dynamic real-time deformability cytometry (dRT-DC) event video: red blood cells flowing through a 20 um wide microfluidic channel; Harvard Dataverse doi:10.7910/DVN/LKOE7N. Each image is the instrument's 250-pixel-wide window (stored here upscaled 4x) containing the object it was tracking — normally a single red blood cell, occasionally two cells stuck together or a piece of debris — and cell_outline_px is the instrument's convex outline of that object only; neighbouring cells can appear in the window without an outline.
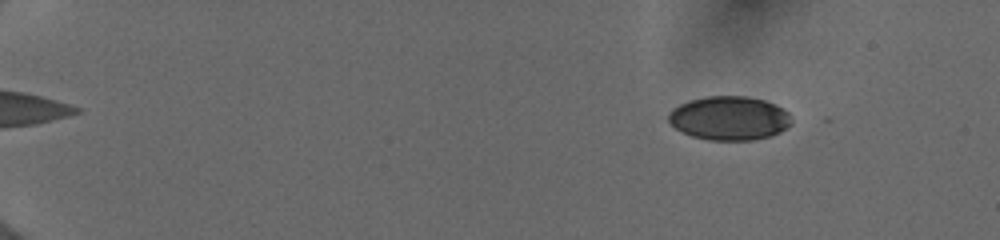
{"species": "human", "species_latin": "Homo sapiens", "temperature_condition": "cold", "stored_images_in_passage": 47, "camera_frame_rate_fps": 3000, "um_per_image_px": 0.085, "donor": {"sex": "female"}, "frame": {"image": 1, "passage_image": 1, "time_ms": 0.0, "image_size_px": [1000, 240], "cell_outline_px": [[792, 120], [780, 132], [772, 136], [752, 140], [708, 140], [692, 136], [676, 128], [668, 120], [668, 112], [672, 108], [688, 100], [708, 96], [748, 96], [764, 100], [776, 104], [788, 112]], "centroid_in_image_um": [61.98, 10.04], "position_along_channel_um": 23.0, "area_um2": 31.5}}
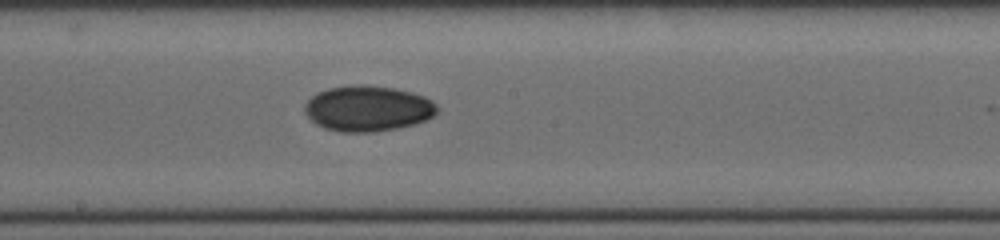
{"frame": {"image": 2, "passage_image": 26, "time_ms": 8.333, "image_size_px": [1000, 240], "cell_outline_px": [[440, 108], [432, 116], [424, 120], [412, 124], [396, 128], [372, 132], [340, 132], [324, 128], [316, 124], [304, 112], [304, 104], [312, 96], [328, 88], [352, 84], [368, 84], [396, 88], [412, 92], [424, 96], [432, 100]], "centroid_in_image_um": [31.26, 9.2], "position_along_channel_um": 216.9, "area_um2": 35.37}}
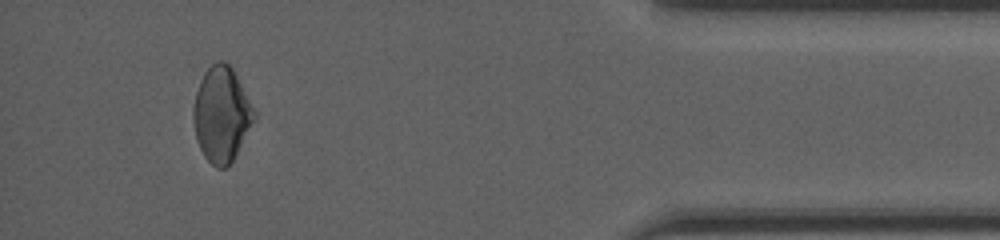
{"frame": {"image": 3, "passage_image": 44, "time_ms": 14.333, "image_size_px": [1000, 240], "cell_outline_px": [[256, 120], [232, 160], [224, 168], [216, 168], [204, 156], [200, 148], [196, 136], [192, 116], [192, 108], [196, 92], [200, 80], [204, 72], [216, 60], [224, 60], [232, 68], [256, 112]], "centroid_in_image_um": [18.83, 9.7], "position_along_channel_um": 416.4, "area_um2": 33.58}, "authors_computed_cell_mechanics": {"area_um2": 33.4084, "velocity_mm_per_s": 4.0158, "shape_relaxation_time_tau1_ms": 7.7363, "shape_relaxation_time_tau2_ms": null, "deformation_change_tau1": 0.1166, "deformation_change_tau2": null}}